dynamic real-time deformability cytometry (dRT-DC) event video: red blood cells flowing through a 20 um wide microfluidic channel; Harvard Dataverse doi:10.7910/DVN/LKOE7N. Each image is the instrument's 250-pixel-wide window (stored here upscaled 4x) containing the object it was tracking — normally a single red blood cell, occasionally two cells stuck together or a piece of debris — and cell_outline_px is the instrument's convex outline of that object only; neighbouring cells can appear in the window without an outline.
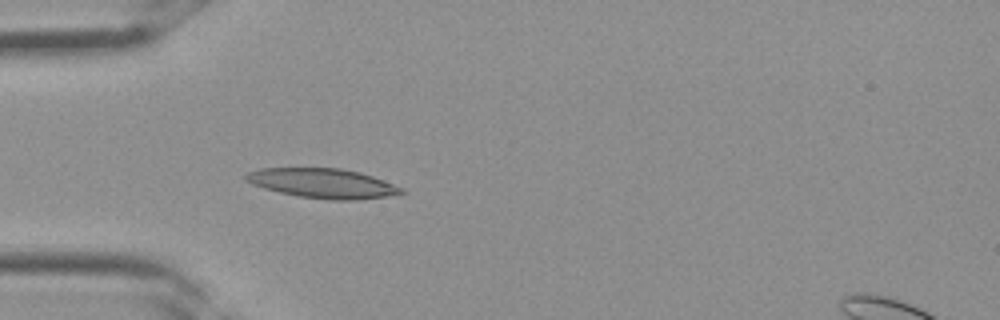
{"species": "Egyptian fruit bat (a non-hibernating species)", "species_latin": "Rousettus aegyptiacus", "temperature_condition": "room temperature", "stored_images_in_passage": 3, "camera_frame_rate_fps": 3000, "um_per_image_px": 0.085, "frame": {"image": 1, "passage_image": 2, "time_ms": 0.333, "image_size_px": [1000, 320], "cell_outline_px": [[408, 192], [400, 196], [356, 200], [328, 200], [300, 196], [280, 192], [264, 188], [252, 184], [244, 180], [244, 176], [248, 172], [260, 168], [340, 168], [360, 172], [384, 180], [404, 188]], "centroid_in_image_um": [27.53, 15.59], "position_along_channel_um": 57.5, "area_um2": 27.28}}